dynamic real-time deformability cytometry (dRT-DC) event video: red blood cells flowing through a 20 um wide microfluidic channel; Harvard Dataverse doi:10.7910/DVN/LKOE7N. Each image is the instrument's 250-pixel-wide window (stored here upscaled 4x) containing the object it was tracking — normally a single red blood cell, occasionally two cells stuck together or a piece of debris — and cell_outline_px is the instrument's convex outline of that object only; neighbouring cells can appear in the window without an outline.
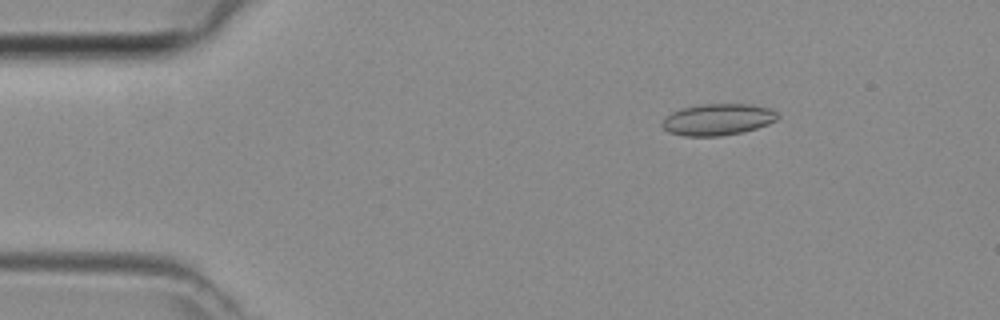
{"species": "common noctule bat (a hibernating species)", "species_latin": "Nyctalus noctula", "temperature_condition": "room temperature", "stored_images_in_passage": 45, "camera_frame_rate_fps": 3000, "um_per_image_px": 0.085, "animal": {"sex": "female", "body_mass_g": 29.2, "forearm_length_mm": 56.3}, "frame": {"image": 1, "passage_image": 6, "time_ms": 1.667, "image_size_px": [1000, 320], "cell_outline_px": [[780, 116], [776, 120], [768, 124], [744, 132], [720, 136], [684, 136], [668, 132], [660, 124], [664, 116], [672, 112], [684, 108], [704, 104], [752, 104], [772, 108]], "centroid_in_image_um": [61.02, 10.16], "position_along_channel_um": 24.0, "area_um2": 21.39}}
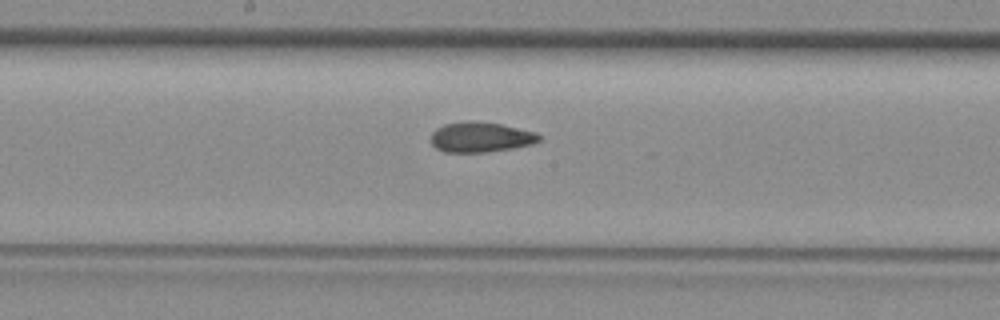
{"frame": {"image": 2, "passage_image": 23, "time_ms": 7.333, "image_size_px": [1000, 320], "cell_outline_px": [[540, 140], [532, 144], [512, 148], [484, 152], [444, 152], [436, 148], [432, 144], [432, 132], [436, 128], [444, 124], [468, 120], [472, 120], [500, 124], [536, 132], [540, 136]], "centroid_in_image_um": [40.83, 11.65], "position_along_channel_um": 207.4, "area_um2": 18.96}}
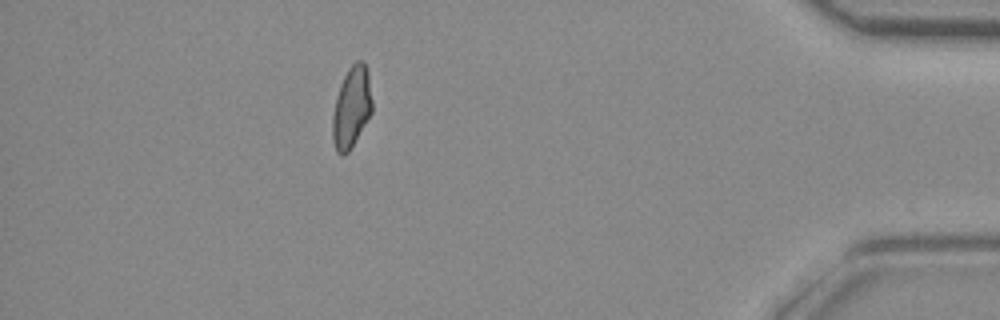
{"frame": {"image": 3, "passage_image": 40, "time_ms": 13.0, "image_size_px": [1000, 320], "cell_outline_px": [[372, 112], [348, 152], [344, 156], [340, 156], [336, 152], [332, 140], [332, 116], [336, 96], [340, 84], [348, 68], [356, 60], [364, 60], [368, 72], [372, 100]], "centroid_in_image_um": [29.86, 9.11], "position_along_channel_um": 405.3, "area_um2": 18.9}}